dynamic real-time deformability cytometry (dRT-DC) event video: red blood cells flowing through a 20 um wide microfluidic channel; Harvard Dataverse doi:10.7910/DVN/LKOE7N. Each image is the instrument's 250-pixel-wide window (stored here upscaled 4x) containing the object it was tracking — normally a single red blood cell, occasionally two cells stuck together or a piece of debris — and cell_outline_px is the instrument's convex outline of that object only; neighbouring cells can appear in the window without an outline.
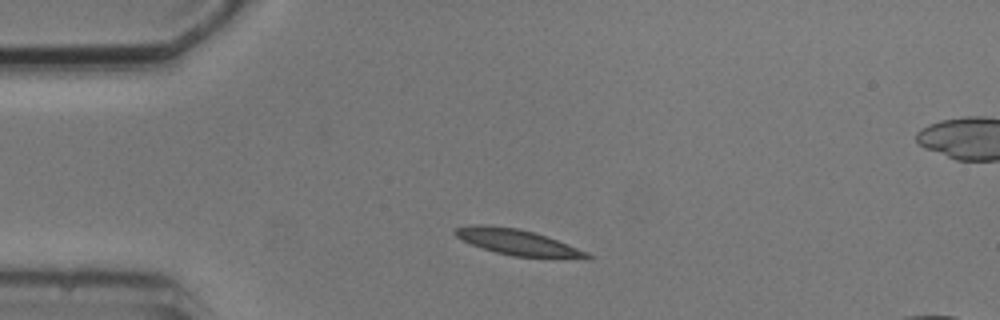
{"species": "common noctule bat (a hibernating species)", "species_latin": "Nyctalus noctula", "temperature_condition": "cold", "stored_images_in_passage": 3, "camera_frame_rate_fps": 3000, "um_per_image_px": 0.085, "animal": {"sex": "male", "body_mass_g": 20.5, "forearm_length_mm": 52.5}, "frame": {"image": 1, "passage_image": 1, "time_ms": 0.0, "image_size_px": [1000, 320], "cell_outline_px": [[592, 260], [512, 256], [496, 252], [472, 244], [456, 236], [452, 232], [456, 228], [472, 224], [484, 224], [516, 228], [532, 232], [556, 240], [588, 252], [592, 256]], "centroid_in_image_um": [44.05, 20.61], "position_along_channel_um": 41.0, "area_um2": 19.83}}